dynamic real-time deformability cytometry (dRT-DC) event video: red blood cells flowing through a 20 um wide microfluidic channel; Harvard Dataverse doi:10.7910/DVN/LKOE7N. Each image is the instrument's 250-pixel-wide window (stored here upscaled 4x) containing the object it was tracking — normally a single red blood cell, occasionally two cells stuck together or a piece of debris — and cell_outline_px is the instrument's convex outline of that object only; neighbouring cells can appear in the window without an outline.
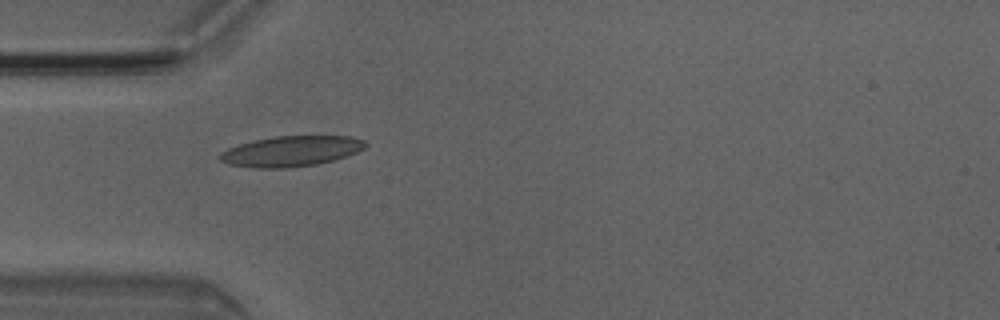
{"species": "Egyptian fruit bat (a non-hibernating species)", "species_latin": "Rousettus aegyptiacus", "temperature_condition": "room temperature", "stored_images_in_passage": 4, "camera_frame_rate_fps": 3000, "um_per_image_px": 0.085, "animal": {"sex": "male"}, "frame": {"image": 1, "passage_image": 3, "time_ms": 0.667, "image_size_px": [1000, 320], "cell_outline_px": [[368, 144], [364, 148], [356, 152], [332, 160], [316, 164], [288, 168], [252, 168], [228, 164], [220, 160], [216, 156], [220, 152], [228, 148], [252, 140], [272, 136], [348, 136], [364, 140]], "centroid_in_image_um": [24.68, 12.85], "position_along_channel_um": 60.3, "area_um2": 25.89}}